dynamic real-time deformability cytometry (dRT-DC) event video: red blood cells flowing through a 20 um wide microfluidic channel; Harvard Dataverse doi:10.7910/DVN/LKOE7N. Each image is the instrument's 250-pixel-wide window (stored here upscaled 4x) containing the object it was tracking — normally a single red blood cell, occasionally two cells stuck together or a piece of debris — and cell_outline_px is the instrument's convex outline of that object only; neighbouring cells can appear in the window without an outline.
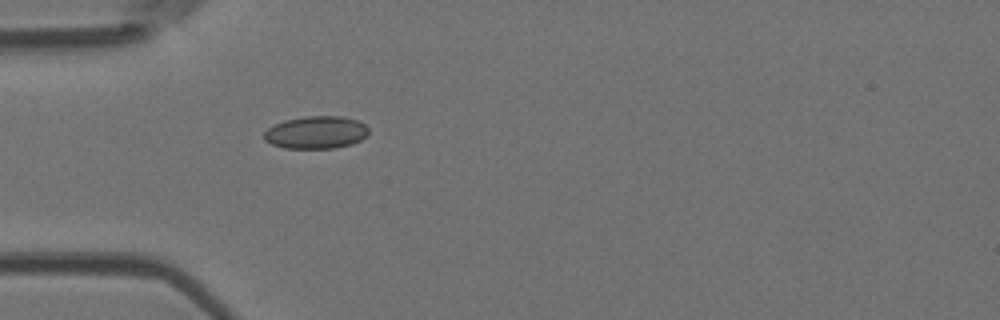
{"species": "Egyptian fruit bat (a non-hibernating species)", "species_latin": "Rousettus aegyptiacus", "temperature_condition": "room temperature", "stored_images_in_passage": 4, "camera_frame_rate_fps": 3000, "um_per_image_px": 0.085, "animal": {"sex": "female"}, "frame": {"image": 1, "passage_image": 4, "time_ms": 3.667, "image_size_px": [1000, 320], "cell_outline_px": [[368, 136], [352, 144], [336, 148], [284, 148], [272, 144], [264, 140], [264, 132], [268, 128], [284, 120], [308, 116], [344, 116], [356, 120], [364, 124], [368, 128]], "centroid_in_image_um": [26.88, 11.26], "position_along_channel_um": 58.1, "area_um2": 19.88}}